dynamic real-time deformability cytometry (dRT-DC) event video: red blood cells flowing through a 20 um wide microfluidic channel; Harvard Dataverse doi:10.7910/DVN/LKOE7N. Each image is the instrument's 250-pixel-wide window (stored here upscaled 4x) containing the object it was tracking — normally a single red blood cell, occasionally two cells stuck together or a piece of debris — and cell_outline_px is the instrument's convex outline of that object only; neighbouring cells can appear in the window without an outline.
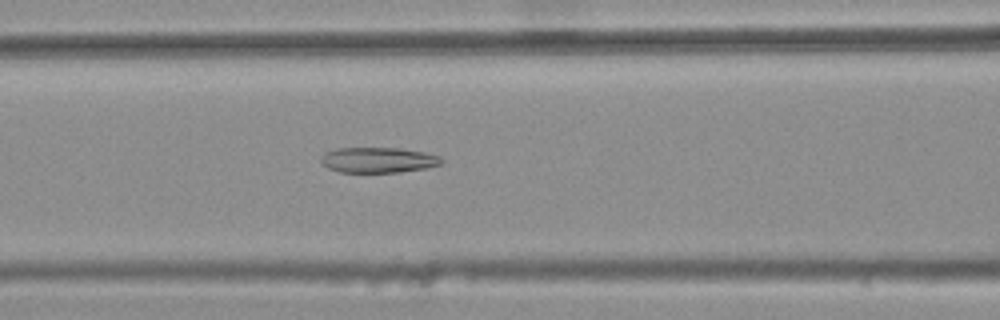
{"species": "common noctule bat (a hibernating species)", "species_latin": "Nyctalus noctula", "temperature_condition": "warm", "stored_images_in_passage": 47, "camera_frame_rate_fps": 3000, "um_per_image_px": 0.085, "animal": {"sex": "female", "body_mass_g": 25.1}, "frame": {"image": 1, "passage_image": 21, "time_ms": 6.667, "image_size_px": [1000, 320], "cell_outline_px": [[444, 160], [440, 164], [424, 168], [400, 172], [340, 172], [328, 168], [320, 160], [320, 156], [324, 152], [336, 148], [400, 148], [424, 152], [440, 156]], "centroid_in_image_um": [32.12, 13.59], "position_along_channel_um": 134.5, "area_um2": 17.86}}
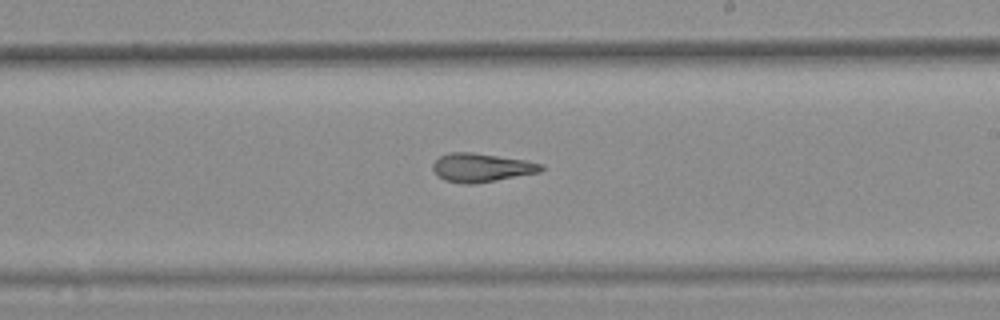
{"frame": {"image": 2, "passage_image": 30, "time_ms": 9.667, "image_size_px": [1000, 320], "cell_outline_px": [[544, 168], [540, 172], [476, 184], [464, 184], [444, 180], [436, 176], [432, 168], [432, 164], [440, 156], [448, 152], [472, 152], [524, 160], [540, 164]], "centroid_in_image_um": [40.86, 14.25], "position_along_channel_um": 248.1, "area_um2": 18.09}}
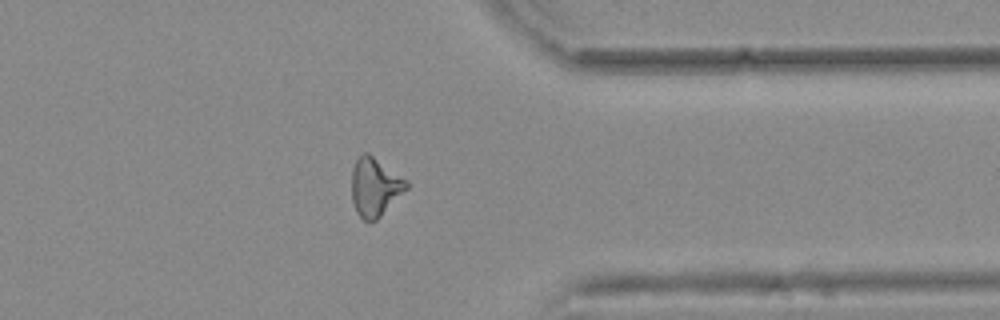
{"frame": {"image": 3, "passage_image": 41, "time_ms": 13.333, "image_size_px": [1000, 320], "cell_outline_px": [[408, 188], [376, 220], [364, 220], [356, 212], [352, 200], [352, 168], [356, 160], [364, 152], [368, 152], [408, 180]], "centroid_in_image_um": [31.87, 15.87], "position_along_channel_um": 379.5, "area_um2": 18.55}, "authors_computed_cell_mechanics": {"area_um2": 18.1492, "velocity_mm_per_s": 3.7984, "shape_relaxation_time_tau1_ms": null, "shape_relaxation_time_tau2_ms": 3.934, "deformation_change_tau1": null, "deformation_change_tau2": 0.1488}}